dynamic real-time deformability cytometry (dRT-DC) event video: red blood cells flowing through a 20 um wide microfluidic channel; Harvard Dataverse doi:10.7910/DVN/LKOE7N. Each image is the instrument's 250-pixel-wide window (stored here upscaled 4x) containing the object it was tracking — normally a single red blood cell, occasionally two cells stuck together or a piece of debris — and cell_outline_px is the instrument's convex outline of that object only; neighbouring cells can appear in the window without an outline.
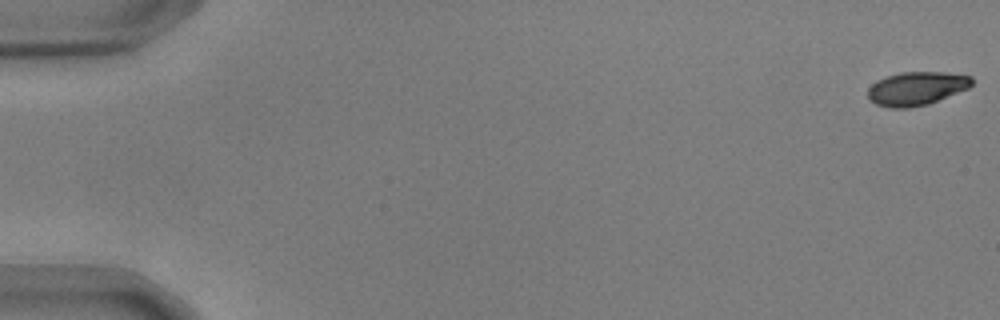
{"species": "common noctule bat (a hibernating species)", "species_latin": "Nyctalus noctula", "temperature_condition": "warm", "stored_images_in_passage": 16, "camera_frame_rate_fps": 3000, "um_per_image_px": 0.085, "animal": {"sex": "male", "body_mass_g": 17.9, "forearm_length_mm": 54.2}, "frame": {"image": 1, "passage_image": 1, "time_ms": 0.0, "image_size_px": [1000, 320], "cell_outline_px": [[972, 84], [968, 88], [928, 104], [908, 108], [888, 108], [876, 104], [868, 100], [868, 88], [872, 84], [888, 76], [900, 72], [944, 72], [972, 76]], "centroid_in_image_um": [77.89, 7.53], "position_along_channel_um": 7.1, "area_um2": 20.23}}
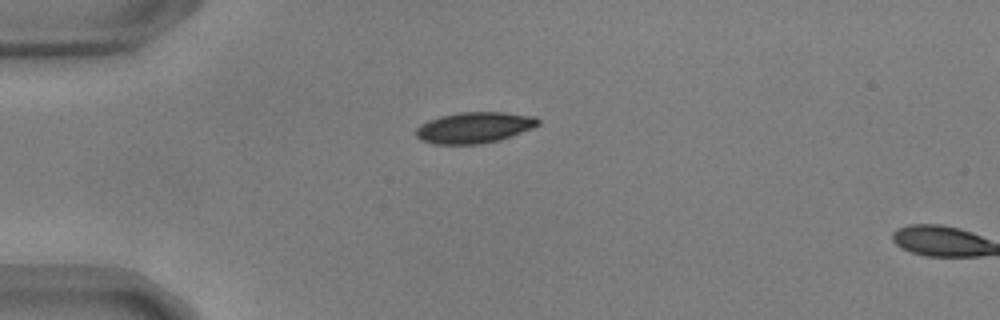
{"frame": {"image": 2, "passage_image": 15, "time_ms": 4.667, "image_size_px": [1000, 320], "cell_outline_px": [[540, 124], [532, 128], [500, 140], [476, 144], [432, 144], [420, 140], [416, 136], [416, 128], [420, 124], [428, 120], [440, 116], [456, 112], [504, 112], [536, 116], [540, 120]], "centroid_in_image_um": [40.3, 10.83], "position_along_channel_um": 44.7, "area_um2": 22.25}}